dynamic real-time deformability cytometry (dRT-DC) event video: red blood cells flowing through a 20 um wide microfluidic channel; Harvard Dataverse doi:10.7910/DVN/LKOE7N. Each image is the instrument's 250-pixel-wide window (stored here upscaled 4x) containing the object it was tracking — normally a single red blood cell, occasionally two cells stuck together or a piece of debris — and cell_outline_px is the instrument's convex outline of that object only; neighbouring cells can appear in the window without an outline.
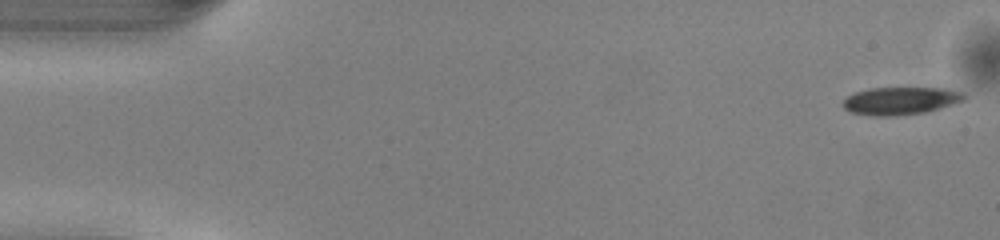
{"species": "common noctule bat (a hibernating species)", "species_latin": "Nyctalus noctula", "temperature_condition": "warm", "stored_images_in_passage": 50, "camera_frame_rate_fps": 3000, "um_per_image_px": 0.085, "animal": {"sex": "male", "body_mass_g": 13.0, "forearm_length_mm": 53.1}, "frame": {"image": 1, "passage_image": 1, "time_ms": 0.0, "image_size_px": [1000, 240], "cell_outline_px": [[964, 100], [952, 104], [924, 112], [896, 116], [876, 116], [848, 112], [844, 108], [844, 100], [848, 96], [856, 92], [868, 88], [944, 88], [960, 92], [964, 96]], "centroid_in_image_um": [76.49, 8.57], "position_along_channel_um": 8.5, "area_um2": 19.25}}
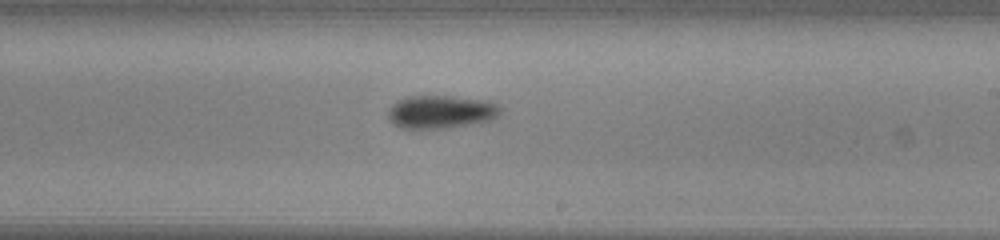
{"frame": {"image": 2, "passage_image": 29, "time_ms": 9.333, "image_size_px": [1000, 240], "cell_outline_px": [[500, 112], [492, 120], [448, 128], [400, 128], [392, 124], [388, 120], [388, 108], [392, 104], [408, 96], [452, 96], [492, 100], [500, 104]], "centroid_in_image_um": [37.49, 9.5], "position_along_channel_um": 251.5, "area_um2": 21.96}}
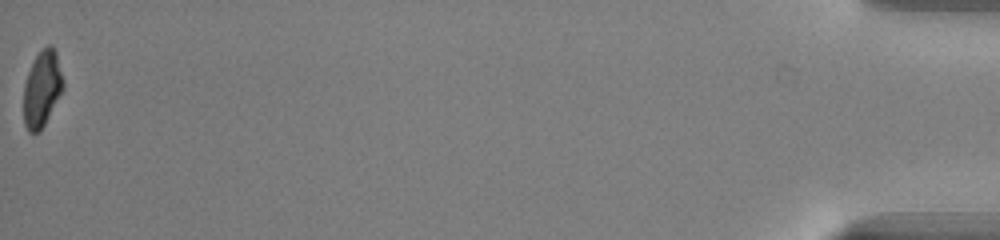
{"frame": {"image": 3, "passage_image": 50, "time_ms": 16.333, "image_size_px": [1000, 240], "cell_outline_px": [[64, 88], [40, 132], [28, 132], [24, 124], [24, 84], [28, 72], [36, 56], [48, 44], [52, 44], [56, 52], [64, 80]], "centroid_in_image_um": [3.58, 7.55], "position_along_channel_um": 431.6, "area_um2": 17.46}, "authors_computed_cell_mechanics": {"area_um2": 20.4901, "velocity_mm_per_s": 4.0806, "shape_relaxation_time_tau1_ms": 2.2321, "shape_relaxation_time_tau2_ms": null, "deformation_change_tau1": 0.124, "deformation_change_tau2": null}}